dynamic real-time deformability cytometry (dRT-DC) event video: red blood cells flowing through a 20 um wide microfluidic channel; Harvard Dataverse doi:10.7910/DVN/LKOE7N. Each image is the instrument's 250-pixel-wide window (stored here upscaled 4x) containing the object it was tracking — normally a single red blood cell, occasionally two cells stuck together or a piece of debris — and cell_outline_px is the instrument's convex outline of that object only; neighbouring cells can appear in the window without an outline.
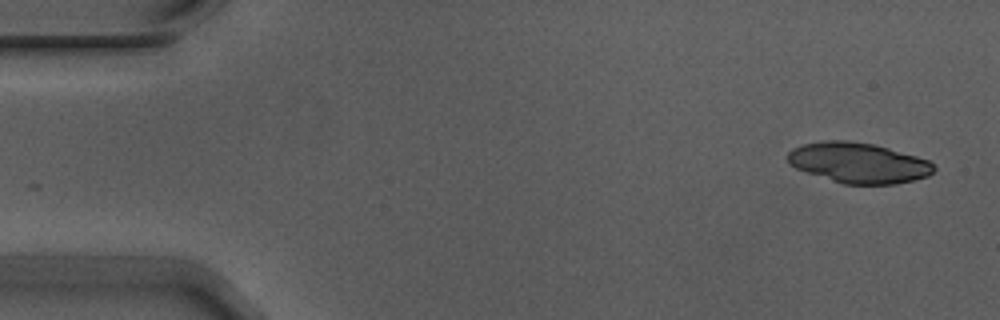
{"species": "Egyptian fruit bat (a non-hibernating species)", "species_latin": "Rousettus aegyptiacus", "temperature_condition": "warm", "stored_images_in_passage": 54, "camera_frame_rate_fps": 3000, "um_per_image_px": 0.085, "animal": {"sex": "male"}, "frame": {"image": 1, "passage_image": 1, "time_ms": 0.0, "image_size_px": [1000, 320], "cell_outline_px": [[936, 168], [928, 176], [896, 184], [844, 184], [796, 168], [788, 160], [788, 152], [792, 148], [804, 144], [824, 140], [844, 140], [872, 144], [888, 148], [916, 156], [928, 160]], "centroid_in_image_um": [72.98, 13.83], "position_along_channel_um": 12.0, "area_um2": 33.93}}
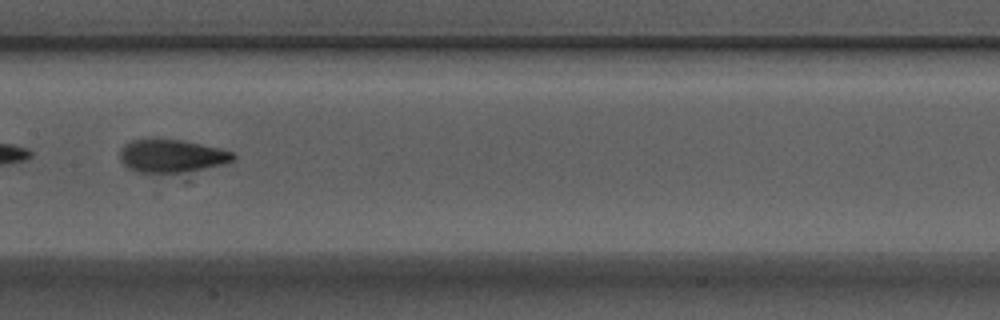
{"frame": {"image": 2, "passage_image": 26, "time_ms": 8.333, "image_size_px": [1000, 320], "cell_outline_px": [[236, 156], [232, 160], [224, 164], [180, 172], [140, 172], [128, 168], [120, 160], [120, 148], [124, 144], [132, 140], [180, 140], [220, 148], [232, 152]], "centroid_in_image_um": [14.57, 13.25], "position_along_channel_um": 192.8, "area_um2": 21.21}}
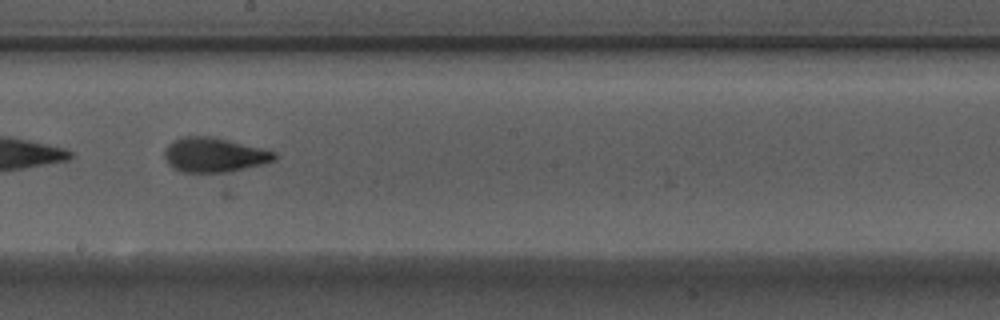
{"frame": {"image": 3, "passage_image": 29, "time_ms": 9.333, "image_size_px": [1000, 320], "cell_outline_px": [[276, 160], [264, 164], [228, 172], [180, 172], [172, 168], [168, 164], [164, 156], [164, 152], [168, 144], [172, 140], [184, 136], [212, 136], [276, 152]], "centroid_in_image_um": [18.17, 13.17], "position_along_channel_um": 230.0, "area_um2": 22.2}}